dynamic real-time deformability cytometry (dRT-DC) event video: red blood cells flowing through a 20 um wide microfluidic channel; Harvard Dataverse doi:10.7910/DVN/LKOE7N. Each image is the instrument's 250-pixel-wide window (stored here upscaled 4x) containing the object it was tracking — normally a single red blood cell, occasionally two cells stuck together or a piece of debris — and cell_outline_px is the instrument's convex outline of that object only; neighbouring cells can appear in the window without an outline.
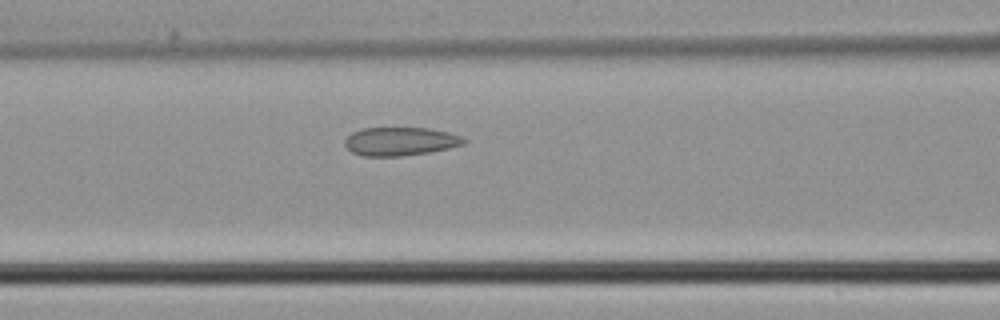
{"species": "common noctule bat (a hibernating species)", "species_latin": "Nyctalus noctula", "temperature_condition": "cold", "stored_images_in_passage": 15, "camera_frame_rate_fps": 3000, "um_per_image_px": 0.085, "animal": {"sex": "male", "body_mass_g": 21.5, "forearm_length_mm": 52.0}, "frame": {"image": 1, "passage_image": 11, "time_ms": 3.333, "image_size_px": [1000, 320], "cell_outline_px": [[468, 140], [464, 144], [448, 148], [428, 152], [400, 156], [364, 156], [352, 152], [344, 144], [344, 140], [352, 132], [364, 128], [428, 128], [448, 132], [460, 136]], "centroid_in_image_um": [34.01, 12.01], "position_along_channel_um": 132.6, "area_um2": 19.59}}
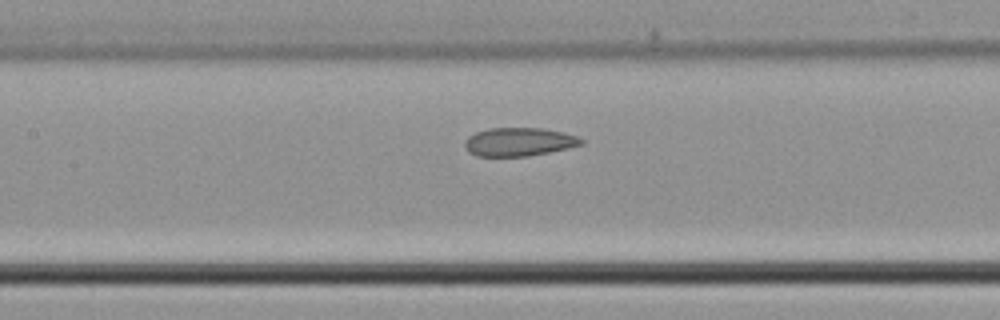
{"frame": {"image": 2, "passage_image": 13, "time_ms": 4.0, "image_size_px": [1000, 320], "cell_outline_px": [[584, 144], [568, 148], [528, 156], [476, 156], [468, 152], [464, 148], [464, 140], [468, 136], [476, 132], [488, 128], [540, 128], [564, 132], [576, 136], [584, 140]], "centroid_in_image_um": [44.08, 12.06], "position_along_channel_um": 163.3, "area_um2": 19.42}}